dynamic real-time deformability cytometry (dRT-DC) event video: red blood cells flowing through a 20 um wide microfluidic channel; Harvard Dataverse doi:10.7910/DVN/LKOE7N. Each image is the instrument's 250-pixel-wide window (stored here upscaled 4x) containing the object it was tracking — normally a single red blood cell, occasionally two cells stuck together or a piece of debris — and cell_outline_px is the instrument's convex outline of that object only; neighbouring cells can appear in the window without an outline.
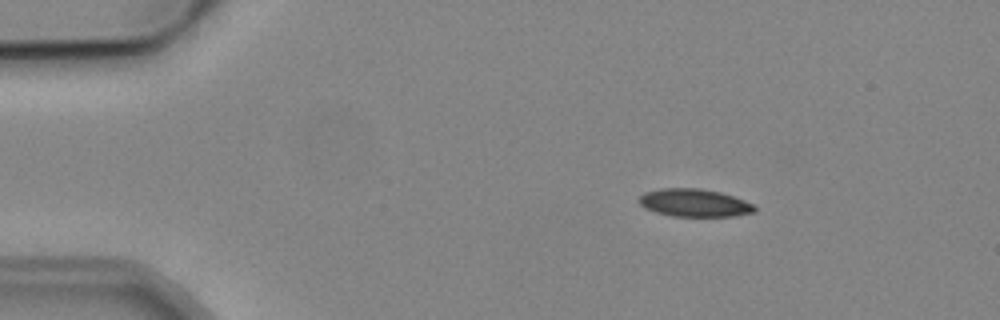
{"species": "common noctule bat (a hibernating species)", "species_latin": "Nyctalus noctula", "temperature_condition": "cold", "stored_images_in_passage": 8, "camera_frame_rate_fps": 3000, "um_per_image_px": 0.085, "animal": {"sex": "male", "body_mass_g": 19.2, "forearm_length_mm": 51.8}, "frame": {"image": 1, "passage_image": 3, "time_ms": 2.667, "image_size_px": [1000, 320], "cell_outline_px": [[756, 212], [736, 216], [672, 216], [656, 212], [644, 208], [636, 200], [644, 192], [660, 188], [700, 188], [720, 192], [756, 204]], "centroid_in_image_um": [59.02, 17.24], "position_along_channel_um": 26.0, "area_um2": 18.96}}
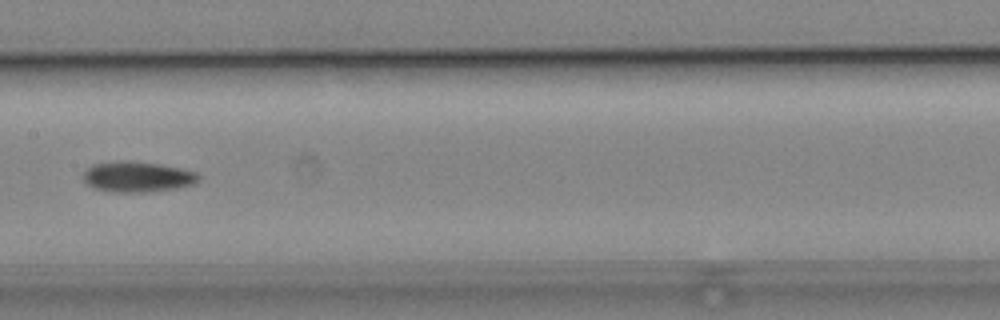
{"frame": {"image": 2, "passage_image": 7, "time_ms": 9.0, "image_size_px": [1000, 320], "cell_outline_px": [[200, 180], [192, 184], [172, 188], [128, 192], [124, 192], [96, 188], [88, 184], [84, 180], [84, 172], [92, 164], [120, 160], [128, 160], [160, 164], [180, 168], [196, 172], [200, 176]], "centroid_in_image_um": [11.68, 14.98], "position_along_channel_um": 195.7, "area_um2": 19.94}}
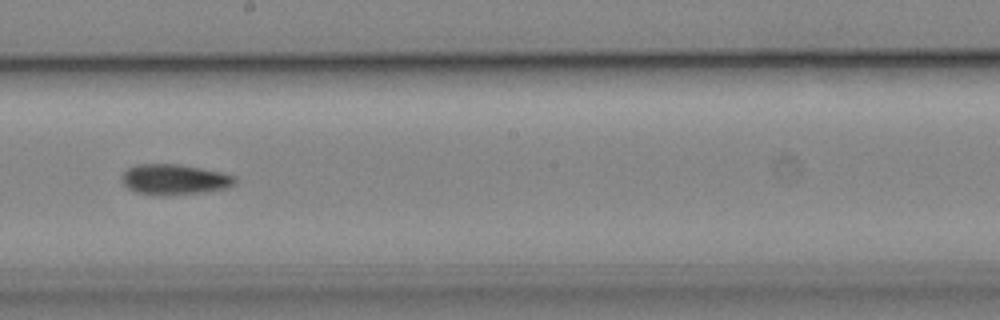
{"frame": {"image": 3, "passage_image": 8, "time_ms": 10.0, "image_size_px": [1000, 320], "cell_outline_px": [[236, 180], [232, 184], [224, 188], [200, 192], [136, 192], [128, 188], [124, 184], [124, 172], [128, 168], [136, 164], [176, 164], [200, 168], [220, 172], [236, 176]], "centroid_in_image_um": [14.84, 15.19], "position_along_channel_um": 233.4, "area_um2": 18.73}}